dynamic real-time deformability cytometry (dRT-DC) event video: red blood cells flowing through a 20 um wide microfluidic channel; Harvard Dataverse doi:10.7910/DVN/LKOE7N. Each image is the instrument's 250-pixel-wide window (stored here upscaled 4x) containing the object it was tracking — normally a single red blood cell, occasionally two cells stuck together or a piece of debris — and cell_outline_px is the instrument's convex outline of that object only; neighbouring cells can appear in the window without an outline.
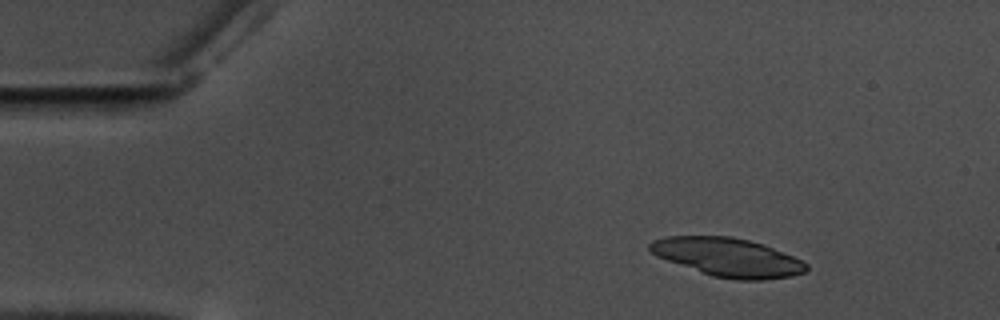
{"species": "common noctule bat (a hibernating species)", "species_latin": "Nyctalus noctula", "temperature_condition": "warm", "stored_images_in_passage": 32, "camera_frame_rate_fps": 3000, "um_per_image_px": 0.085, "animal": {"sex": "male", "body_mass_g": 17.5, "forearm_length_mm": 52.3}, "frame": {"image": 1, "passage_image": 1, "time_ms": 0.0, "image_size_px": [1000, 320], "cell_outline_px": [[808, 268], [804, 272], [792, 276], [760, 280], [736, 280], [712, 276], [656, 256], [648, 248], [648, 244], [652, 240], [668, 236], [732, 236], [764, 244], [804, 260], [808, 264]], "centroid_in_image_um": [61.89, 21.86], "position_along_channel_um": 23.1, "area_um2": 35.26}}